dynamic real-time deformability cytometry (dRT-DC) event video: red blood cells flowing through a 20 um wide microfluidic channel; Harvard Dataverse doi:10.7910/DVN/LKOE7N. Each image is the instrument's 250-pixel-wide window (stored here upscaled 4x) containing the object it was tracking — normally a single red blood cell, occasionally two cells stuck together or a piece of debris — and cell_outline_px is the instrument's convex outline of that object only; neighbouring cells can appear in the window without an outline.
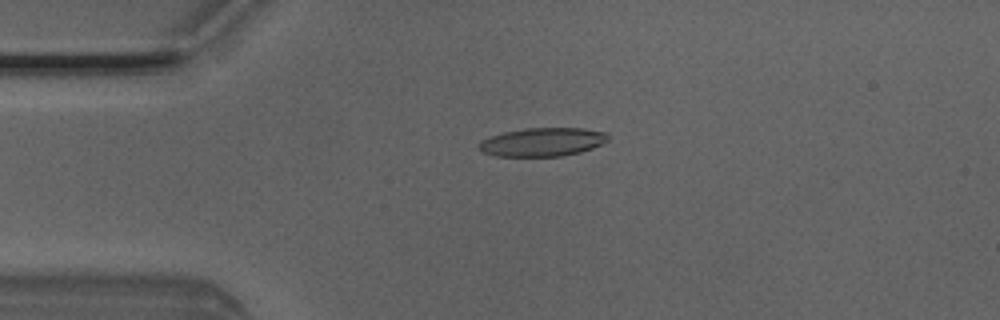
{"species": "Egyptian fruit bat (a non-hibernating species)", "species_latin": "Rousettus aegyptiacus", "temperature_condition": "room temperature", "stored_images_in_passage": 4, "camera_frame_rate_fps": 3000, "um_per_image_px": 0.085, "animal": {"sex": "male"}, "frame": {"image": 1, "passage_image": 4, "time_ms": 1.0, "image_size_px": [1000, 320], "cell_outline_px": [[608, 140], [592, 148], [580, 152], [560, 156], [496, 156], [484, 152], [476, 144], [480, 140], [488, 136], [504, 132], [524, 128], [584, 128], [608, 132]], "centroid_in_image_um": [46.09, 12.06], "position_along_channel_um": 38.9, "area_um2": 21.56}}